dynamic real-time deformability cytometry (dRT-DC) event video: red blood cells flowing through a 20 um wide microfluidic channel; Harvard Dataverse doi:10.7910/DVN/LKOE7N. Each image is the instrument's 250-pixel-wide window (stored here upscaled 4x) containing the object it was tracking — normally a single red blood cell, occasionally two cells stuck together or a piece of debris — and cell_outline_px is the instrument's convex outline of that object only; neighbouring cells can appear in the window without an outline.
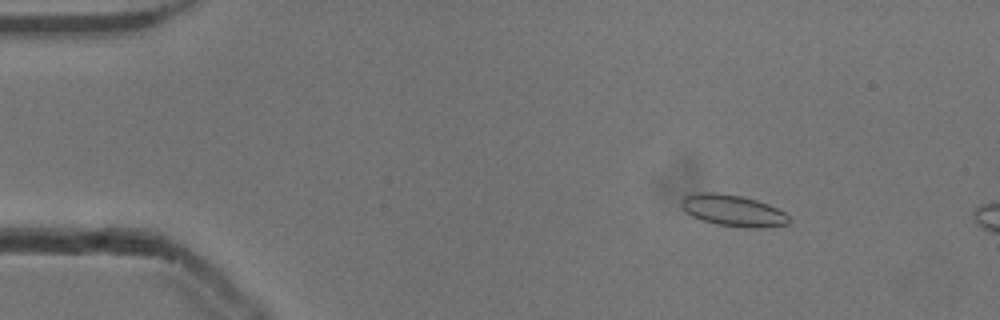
{"species": "common noctule bat (a hibernating species)", "species_latin": "Nyctalus noctula", "temperature_condition": "cold", "stored_images_in_passage": 13, "camera_frame_rate_fps": 3000, "um_per_image_px": 0.085, "animal": {"sex": "male", "body_mass_g": 13.3}, "frame": {"image": 1, "passage_image": 8, "time_ms": 2.333, "image_size_px": [1000, 320], "cell_outline_px": [[792, 220], [788, 224], [760, 228], [744, 228], [716, 224], [700, 220], [684, 212], [680, 208], [680, 200], [684, 196], [696, 192], [712, 192], [740, 196], [756, 200], [768, 204], [784, 212]], "centroid_in_image_um": [62.26, 17.9], "position_along_channel_um": 22.7, "area_um2": 20.0}}